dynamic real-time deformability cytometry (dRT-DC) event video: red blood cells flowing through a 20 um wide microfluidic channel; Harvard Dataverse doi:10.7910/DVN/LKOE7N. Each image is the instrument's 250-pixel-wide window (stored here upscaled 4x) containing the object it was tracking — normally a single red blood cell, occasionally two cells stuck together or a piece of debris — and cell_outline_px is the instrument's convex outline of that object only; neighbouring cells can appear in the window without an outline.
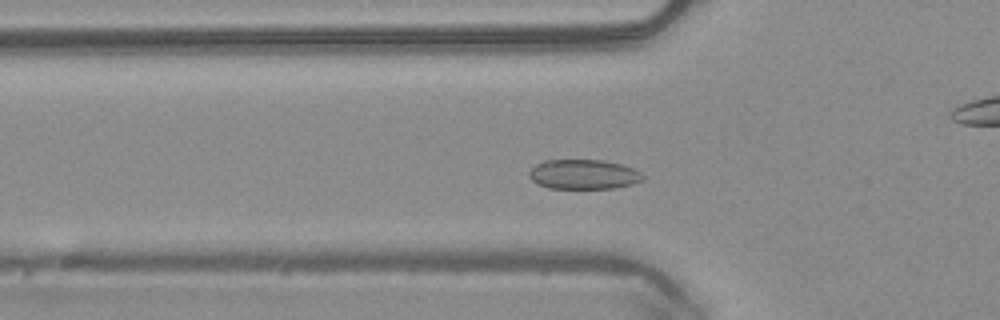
{"species": "common noctule bat (a hibernating species)", "species_latin": "Nyctalus noctula", "temperature_condition": "warm", "stored_images_in_passage": 45, "camera_frame_rate_fps": 3000, "um_per_image_px": 0.085, "animal": {"sex": "male", "body_mass_g": 20.4}, "frame": {"image": 1, "passage_image": 11, "time_ms": 3.333, "image_size_px": [1000, 320], "cell_outline_px": [[644, 180], [632, 184], [616, 188], [548, 188], [532, 180], [528, 176], [528, 172], [536, 164], [544, 160], [604, 160], [620, 164], [632, 168], [640, 172], [644, 176]], "centroid_in_image_um": [49.61, 14.82], "position_along_channel_um": 76.2, "area_um2": 19.65}}
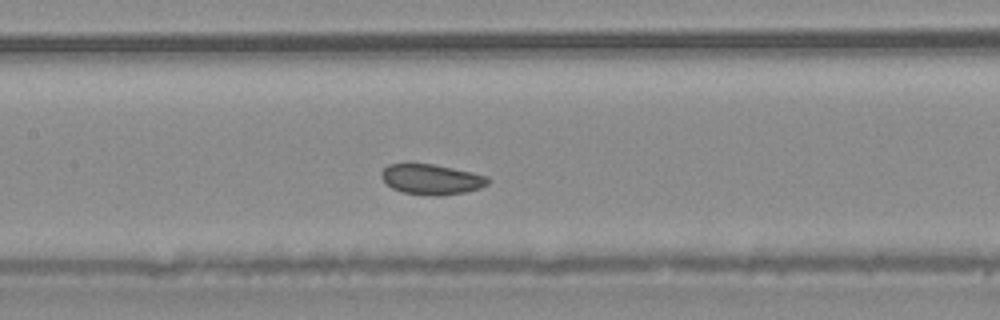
{"frame": {"image": 2, "passage_image": 18, "time_ms": 5.667, "image_size_px": [1000, 320], "cell_outline_px": [[488, 184], [480, 188], [464, 192], [440, 196], [432, 196], [400, 192], [392, 188], [380, 176], [380, 172], [388, 164], [404, 160], [408, 160], [432, 164], [472, 172], [488, 176]], "centroid_in_image_um": [36.59, 15.2], "position_along_channel_um": 170.8, "area_um2": 19.48}}
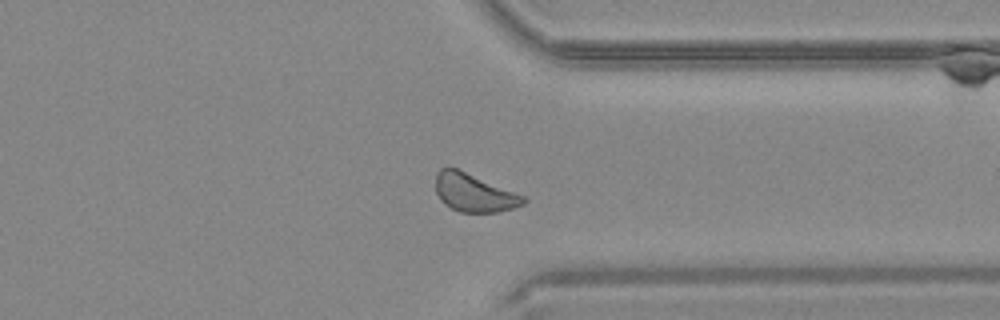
{"frame": {"image": 3, "passage_image": 33, "time_ms": 10.667, "image_size_px": [1000, 320], "cell_outline_px": [[528, 200], [524, 204], [512, 208], [496, 212], [460, 212], [444, 204], [440, 200], [436, 192], [436, 172], [440, 168], [456, 168], [528, 196]], "centroid_in_image_um": [40.33, 16.38], "position_along_channel_um": 371.1, "area_um2": 19.65}, "authors_computed_cell_mechanics": {"area_um2": 19.652, "velocity_mm_per_s": 4.0253, "shape_relaxation_time_tau1_ms": 1.1054, "shape_relaxation_time_tau2_ms": 3.2895, "deformation_change_tau1": 0.036, "deformation_change_tau2": 0.0678}}